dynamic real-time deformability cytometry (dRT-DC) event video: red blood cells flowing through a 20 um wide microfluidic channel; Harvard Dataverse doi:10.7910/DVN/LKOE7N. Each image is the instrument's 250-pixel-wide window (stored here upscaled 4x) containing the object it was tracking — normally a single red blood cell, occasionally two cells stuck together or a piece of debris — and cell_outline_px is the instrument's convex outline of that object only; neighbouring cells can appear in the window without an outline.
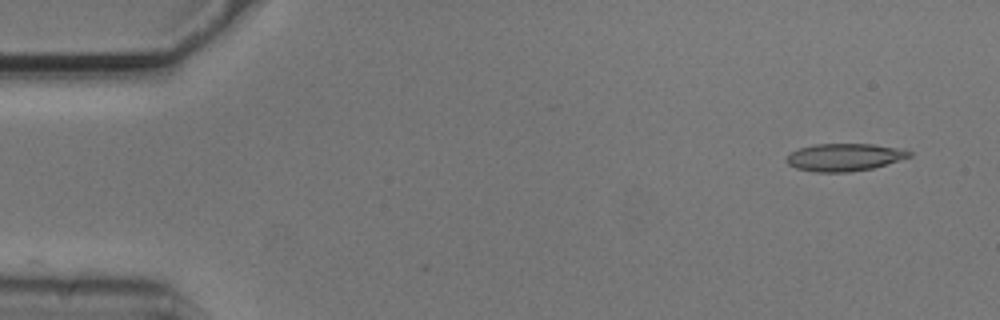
{"species": "common noctule bat (a hibernating species)", "species_latin": "Nyctalus noctula", "temperature_condition": "cold", "stored_images_in_passage": 51, "camera_frame_rate_fps": 3000, "um_per_image_px": 0.085, "animal": {"sex": "male", "body_mass_g": 20.5, "forearm_length_mm": 52.5}, "frame": {"image": 1, "passage_image": 1, "time_ms": 0.0, "image_size_px": [1000, 320], "cell_outline_px": [[912, 156], [872, 168], [848, 172], [816, 172], [796, 168], [788, 164], [788, 156], [792, 152], [800, 148], [816, 144], [872, 144], [904, 148], [912, 152]], "centroid_in_image_um": [71.83, 13.36], "position_along_channel_um": 13.2, "area_um2": 19.54}}
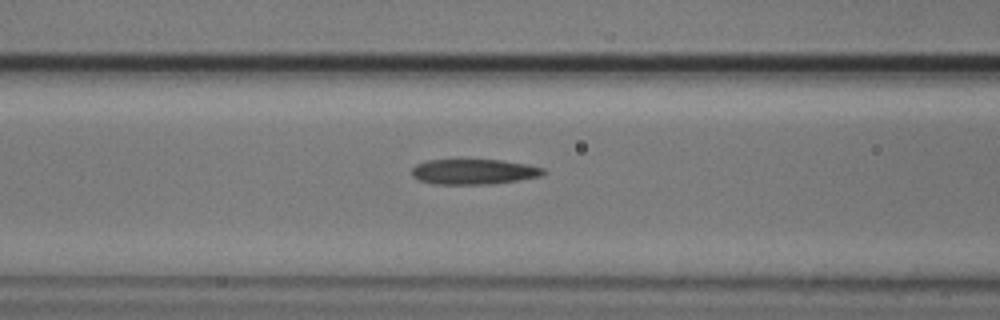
{"frame": {"image": 2, "passage_image": 19, "time_ms": 6.0, "image_size_px": [1000, 320], "cell_outline_px": [[548, 172], [540, 176], [520, 180], [492, 184], [432, 184], [420, 180], [412, 176], [412, 168], [416, 164], [428, 160], [500, 160], [528, 164], [544, 168]], "centroid_in_image_um": [40.3, 14.6], "position_along_channel_um": 126.3, "area_um2": 19.48}}
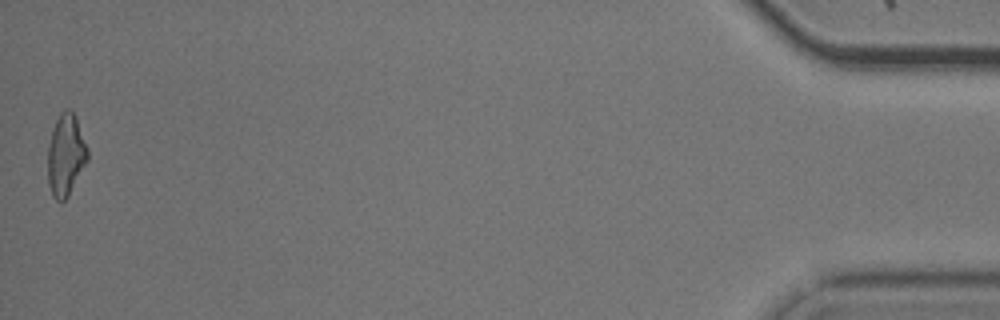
{"frame": {"image": 3, "passage_image": 51, "time_ms": 16.667, "image_size_px": [1000, 320], "cell_outline_px": [[88, 160], [68, 196], [60, 204], [52, 196], [48, 184], [48, 144], [52, 128], [60, 112], [64, 108], [68, 108], [76, 116], [88, 148]], "centroid_in_image_um": [5.58, 13.17], "position_along_channel_um": 429.6, "area_um2": 19.25}, "authors_computed_cell_mechanics": {"area_um2": 19.5364, "velocity_mm_per_s": 3.7326, "shape_relaxation_time_tau1_ms": null, "shape_relaxation_time_tau2_ms": 2.2248, "deformation_change_tau1": null, "deformation_change_tau2": 0.1239}}